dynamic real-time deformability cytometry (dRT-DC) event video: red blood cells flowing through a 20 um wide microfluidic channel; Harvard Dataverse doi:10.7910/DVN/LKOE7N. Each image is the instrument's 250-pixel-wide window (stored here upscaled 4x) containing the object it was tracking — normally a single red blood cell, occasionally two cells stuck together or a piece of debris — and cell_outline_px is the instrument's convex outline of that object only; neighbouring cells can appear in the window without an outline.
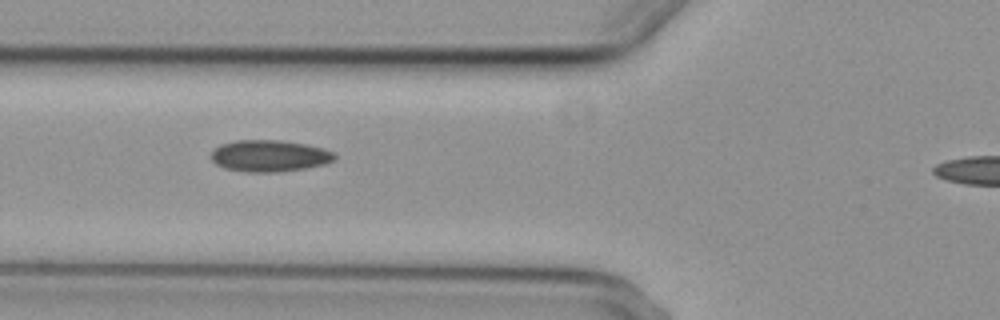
{"species": "common noctule bat (a hibernating species)", "species_latin": "Nyctalus noctula", "temperature_condition": "cold", "stored_images_in_passage": 6, "camera_frame_rate_fps": 3000, "um_per_image_px": 0.085, "animal": {"sex": "female", "body_mass_g": 29.2, "forearm_length_mm": 56.3}, "frame": {"image": 1, "passage_image": 3, "time_ms": 2.333, "image_size_px": [1000, 320], "cell_outline_px": [[336, 160], [324, 164], [304, 168], [276, 172], [244, 172], [224, 168], [216, 164], [212, 160], [212, 152], [220, 144], [236, 140], [280, 140], [304, 144], [324, 148], [332, 152], [336, 156]], "centroid_in_image_um": [22.9, 13.25], "position_along_channel_um": 102.9, "area_um2": 22.72}}
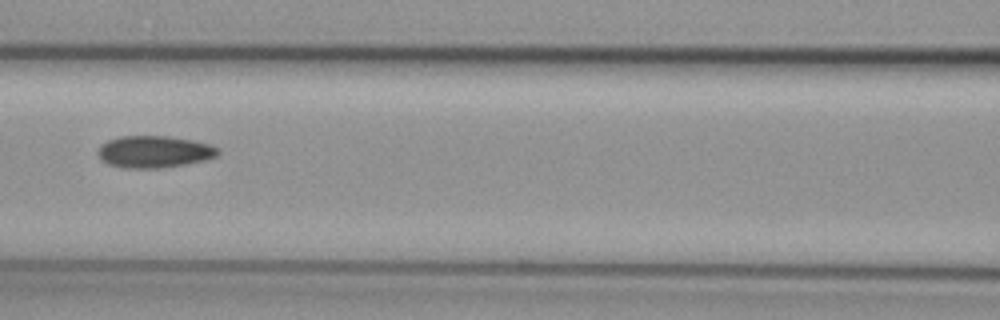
{"frame": {"image": 2, "passage_image": 4, "time_ms": 3.667, "image_size_px": [1000, 320], "cell_outline_px": [[220, 152], [216, 156], [204, 160], [184, 164], [160, 168], [124, 168], [108, 164], [100, 160], [96, 152], [100, 144], [108, 140], [120, 136], [168, 136], [192, 140], [208, 144], [220, 148]], "centroid_in_image_um": [13.06, 12.89], "position_along_channel_um": 153.5, "area_um2": 22.48}}
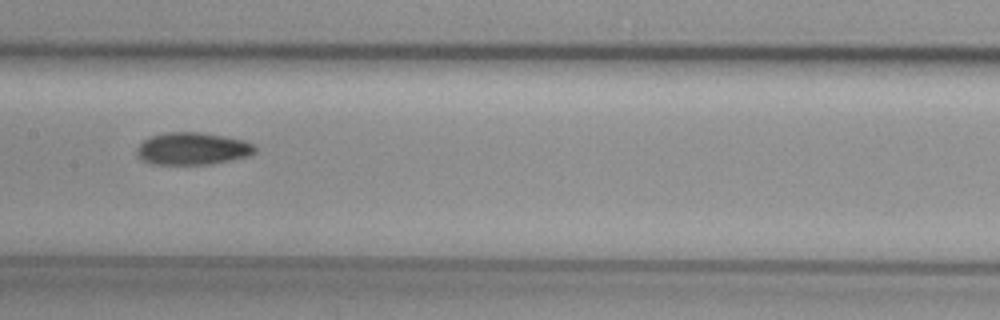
{"frame": {"image": 3, "passage_image": 5, "time_ms": 4.667, "image_size_px": [1000, 320], "cell_outline_px": [[256, 152], [248, 156], [208, 164], [152, 164], [140, 160], [136, 156], [136, 148], [148, 136], [168, 132], [204, 132], [244, 140], [252, 144], [256, 148]], "centroid_in_image_um": [16.31, 12.63], "position_along_channel_um": 191.1, "area_um2": 22.37}}